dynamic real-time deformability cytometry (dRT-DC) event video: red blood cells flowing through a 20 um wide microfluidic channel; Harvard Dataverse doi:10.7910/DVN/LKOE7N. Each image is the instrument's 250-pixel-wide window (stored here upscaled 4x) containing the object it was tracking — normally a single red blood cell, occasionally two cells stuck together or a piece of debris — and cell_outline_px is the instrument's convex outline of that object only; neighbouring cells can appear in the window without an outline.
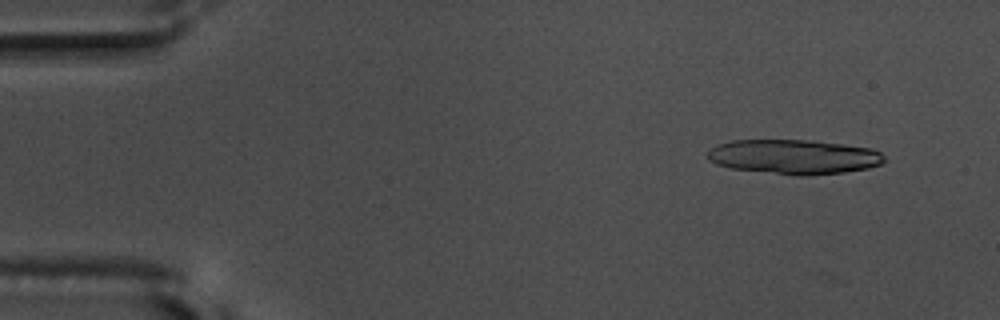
{"species": "common noctule bat (a hibernating species)", "species_latin": "Nyctalus noctula", "temperature_condition": "warm", "stored_images_in_passage": 12, "camera_frame_rate_fps": 3000, "um_per_image_px": 0.085, "animal": {"sex": "male", "body_mass_g": 17.5, "forearm_length_mm": 52.3}, "frame": {"image": 1, "passage_image": 5, "time_ms": 1.333, "image_size_px": [1000, 320], "cell_outline_px": [[884, 160], [880, 164], [868, 168], [844, 172], [804, 176], [800, 176], [732, 168], [716, 164], [708, 160], [708, 148], [716, 144], [732, 140], [804, 140], [840, 144], [872, 148], [880, 152], [884, 156]], "centroid_in_image_um": [67.44, 13.32], "position_along_channel_um": 17.6, "area_um2": 35.49}}